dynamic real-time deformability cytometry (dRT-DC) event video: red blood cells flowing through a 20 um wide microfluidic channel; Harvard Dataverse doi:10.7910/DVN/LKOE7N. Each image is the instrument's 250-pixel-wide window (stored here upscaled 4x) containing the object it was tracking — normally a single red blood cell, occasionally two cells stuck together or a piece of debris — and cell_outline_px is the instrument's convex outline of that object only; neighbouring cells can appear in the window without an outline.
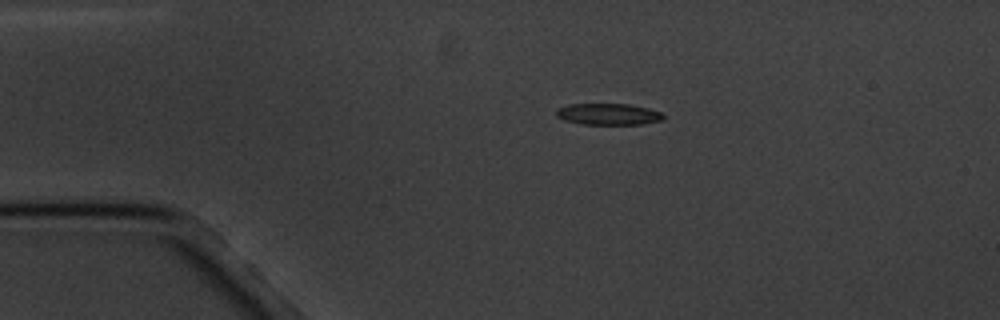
{"species": "common noctule bat (a hibernating species)", "species_latin": "Nyctalus noctula", "temperature_condition": "cold", "stored_images_in_passage": 6, "camera_frame_rate_fps": 3000, "um_per_image_px": 0.085, "animal": {"sex": "male", "body_mass_g": 20.1, "forearm_length_mm": 53.5}, "frame": {"image": 1, "passage_image": 1, "time_ms": 0.0, "image_size_px": [1000, 320], "cell_outline_px": [[664, 116], [660, 120], [640, 124], [580, 124], [564, 120], [556, 116], [556, 108], [568, 104], [628, 104], [648, 108], [660, 112]], "centroid_in_image_um": [51.64, 9.7], "position_along_channel_um": 33.4, "area_um2": 13.29}}
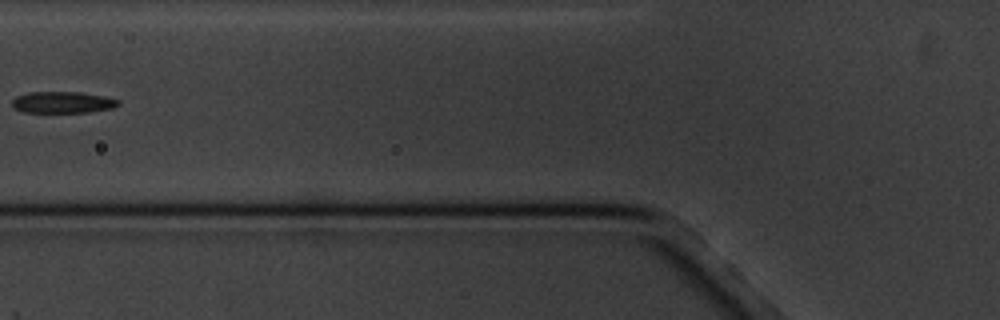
{"frame": {"image": 2, "passage_image": 4, "time_ms": 3.667, "image_size_px": [1000, 320], "cell_outline_px": [[120, 104], [112, 108], [88, 112], [24, 112], [12, 108], [12, 100], [16, 96], [28, 92], [80, 92], [104, 96], [120, 100]], "centroid_in_image_um": [5.31, 8.69], "position_along_channel_um": 120.5, "area_um2": 13.35}}
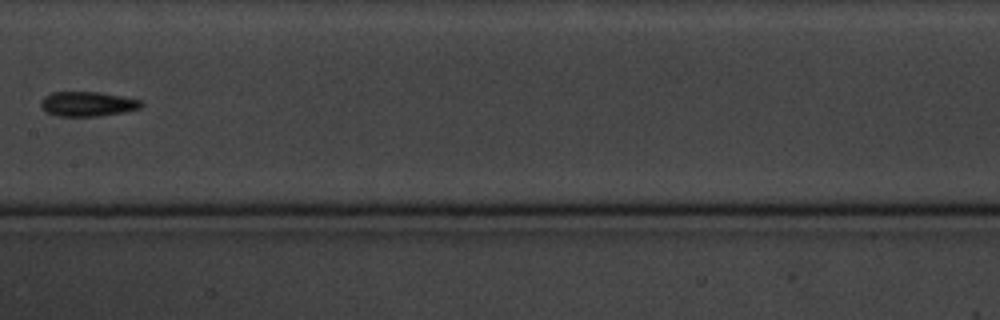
{"frame": {"image": 3, "passage_image": 6, "time_ms": 6.0, "image_size_px": [1000, 320], "cell_outline_px": [[144, 104], [140, 108], [124, 112], [96, 116], [56, 116], [48, 112], [40, 104], [40, 100], [44, 96], [52, 92], [96, 92], [120, 96], [140, 100]], "centroid_in_image_um": [7.43, 8.83], "position_along_channel_um": 200.0, "area_um2": 14.28}}